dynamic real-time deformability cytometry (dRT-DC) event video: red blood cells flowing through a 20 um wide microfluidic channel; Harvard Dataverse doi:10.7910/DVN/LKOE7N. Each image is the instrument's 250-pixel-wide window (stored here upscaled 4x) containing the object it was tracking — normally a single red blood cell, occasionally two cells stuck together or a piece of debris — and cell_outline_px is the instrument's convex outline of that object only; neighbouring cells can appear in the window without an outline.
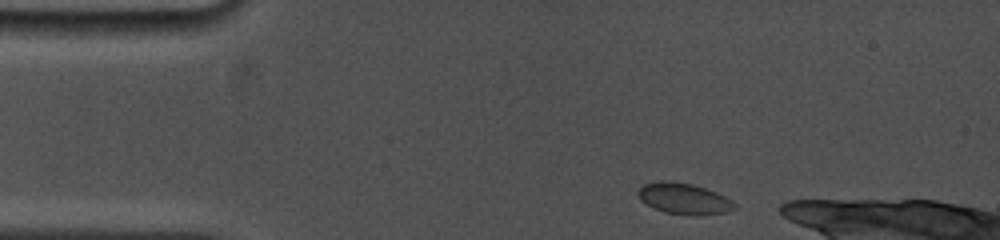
{"species": "common noctule bat (a hibernating species)", "species_latin": "Nyctalus noctula", "temperature_condition": "cold", "stored_images_in_passage": 60, "camera_frame_rate_fps": 5000, "um_per_image_px": 0.085, "animal": {"sex": "female", "body_mass_g": 19.0, "forearm_length_mm": 53.3}, "frame": {"image": 1, "passage_image": 2, "time_ms": 0.2, "image_size_px": [1000, 240], "cell_outline_px": [[736, 208], [728, 212], [700, 216], [692, 216], [664, 212], [640, 200], [636, 192], [644, 184], [660, 180], [668, 180], [692, 184], [716, 192], [732, 200], [736, 204]], "centroid_in_image_um": [58.15, 16.89], "position_along_channel_um": 26.8, "area_um2": 17.63}}
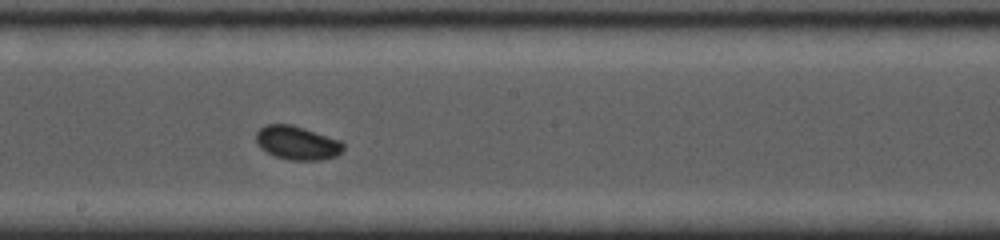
{"frame": {"image": 2, "passage_image": 33, "time_ms": 6.8, "image_size_px": [1000, 240], "cell_outline_px": [[344, 148], [336, 156], [320, 160], [288, 160], [276, 156], [260, 148], [256, 144], [256, 132], [264, 124], [292, 124], [340, 140], [344, 144]], "centroid_in_image_um": [25.24, 12.14], "position_along_channel_um": 223.0, "area_um2": 17.17}}
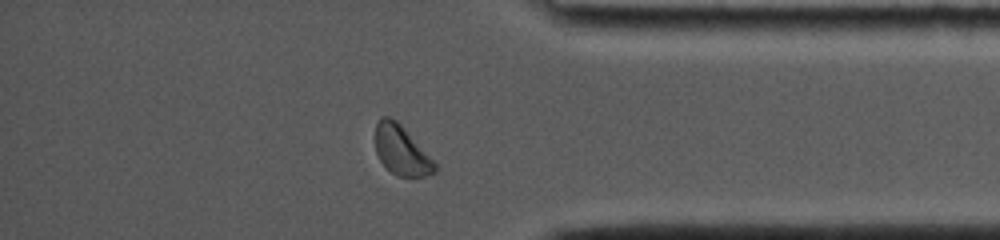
{"frame": {"image": 3, "passage_image": 57, "time_ms": 11.6, "image_size_px": [1000, 240], "cell_outline_px": [[436, 172], [424, 176], [396, 176], [380, 160], [376, 152], [376, 120], [380, 116], [388, 116], [396, 120], [404, 128], [436, 164]], "centroid_in_image_um": [34.09, 12.76], "position_along_channel_um": 401.1, "area_um2": 16.76}}